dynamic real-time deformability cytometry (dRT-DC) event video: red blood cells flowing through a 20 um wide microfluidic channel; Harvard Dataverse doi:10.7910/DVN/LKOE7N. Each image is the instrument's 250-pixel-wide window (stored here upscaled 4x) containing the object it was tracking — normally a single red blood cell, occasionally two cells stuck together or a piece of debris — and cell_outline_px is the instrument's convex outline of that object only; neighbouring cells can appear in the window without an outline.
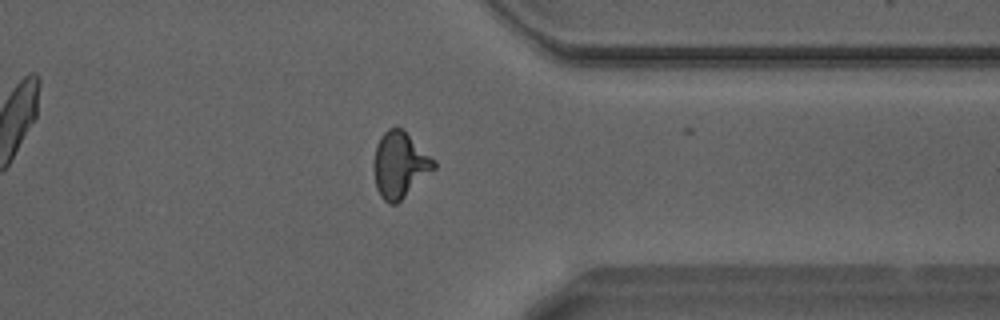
{"species": "Egyptian fruit bat (a non-hibernating species)", "species_latin": "Rousettus aegyptiacus", "temperature_condition": "warm", "stored_images_in_passage": 25, "camera_frame_rate_fps": 3000, "um_per_image_px": 0.085, "animal": {"sex": "male"}, "frame": {"image": 1, "passage_image": 24, "time_ms": 7.667, "image_size_px": [1000, 320], "cell_outline_px": [[436, 168], [396, 204], [388, 204], [380, 196], [376, 188], [372, 164], [376, 144], [380, 136], [388, 128], [396, 124], [404, 128], [436, 160]], "centroid_in_image_um": [33.97, 13.95], "position_along_channel_um": 377.4, "area_um2": 23.76}, "authors_computed_cell_mechanics": {"area_um2": 22.3686, "velocity_mm_per_s": 4.2374, "shape_relaxation_time_tau1_ms": 4.1747, "shape_relaxation_time_tau2_ms": 0.8598, "deformation_change_tau1": 0.1879, "deformation_change_tau2": 0.0632}}